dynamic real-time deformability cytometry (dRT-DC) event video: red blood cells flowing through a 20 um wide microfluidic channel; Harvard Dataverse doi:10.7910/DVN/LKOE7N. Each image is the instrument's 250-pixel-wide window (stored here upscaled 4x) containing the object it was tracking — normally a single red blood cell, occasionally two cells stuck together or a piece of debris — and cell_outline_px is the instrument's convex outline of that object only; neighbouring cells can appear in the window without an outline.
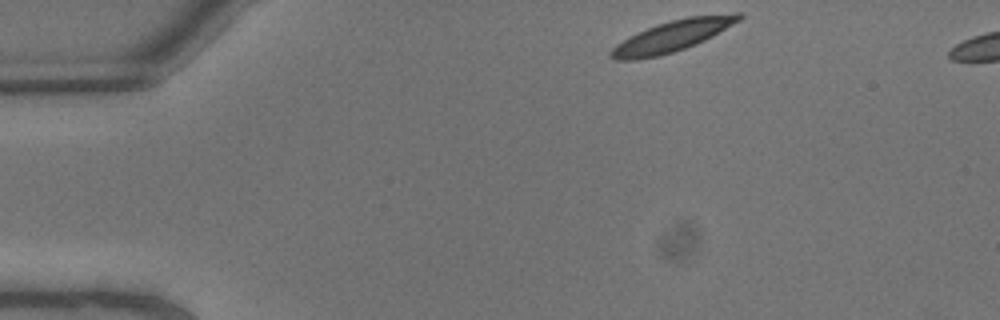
{"species": "common noctule bat (a hibernating species)", "species_latin": "Nyctalus noctula", "temperature_condition": "warm", "stored_images_in_passage": 5, "segment_of_instrument_passage": [1, 2], "camera_frame_rate_fps": 3000, "um_per_image_px": 0.085, "animal": {"sex": "male", "body_mass_g": 13.3}, "frame": {"image": 1, "passage_image": 1, "time_ms": 0.0, "image_size_px": [1000, 320], "cell_outline_px": [[744, 16], [740, 20], [704, 40], [684, 48], [660, 56], [636, 60], [612, 60], [608, 56], [608, 52], [616, 44], [628, 36], [656, 24], [688, 16], [736, 12], [744, 12]], "centroid_in_image_um": [57.11, 3.06], "position_along_channel_um": 27.9, "area_um2": 23.35}}